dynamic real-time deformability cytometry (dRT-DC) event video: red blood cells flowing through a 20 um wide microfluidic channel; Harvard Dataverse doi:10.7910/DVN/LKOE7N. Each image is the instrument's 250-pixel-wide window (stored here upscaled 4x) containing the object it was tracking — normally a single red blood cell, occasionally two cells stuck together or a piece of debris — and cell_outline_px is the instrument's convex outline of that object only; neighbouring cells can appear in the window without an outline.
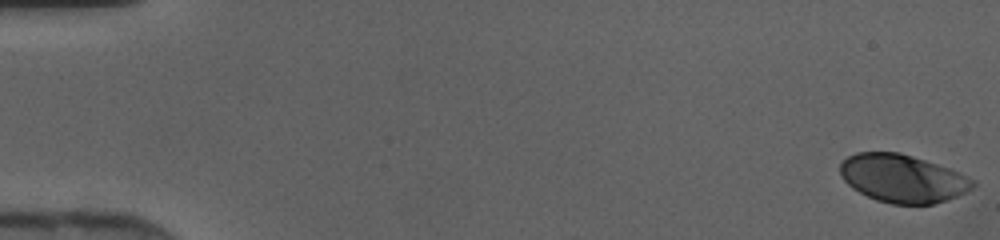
{"species": "human", "species_latin": "Homo sapiens", "temperature_condition": "cold", "stored_images_in_passage": 46, "camera_frame_rate_fps": 3000, "um_per_image_px": 0.085, "donor": {"sex": "female"}, "frame": {"image": 1, "passage_image": 1, "time_ms": 0.0, "image_size_px": [1000, 240], "cell_outline_px": [[976, 184], [972, 188], [956, 196], [932, 204], [892, 204], [876, 200], [852, 188], [844, 180], [840, 172], [840, 164], [848, 156], [856, 152], [900, 152], [948, 168], [968, 176], [976, 180]], "centroid_in_image_um": [76.71, 15.16], "position_along_channel_um": 8.3, "area_um2": 36.82}}
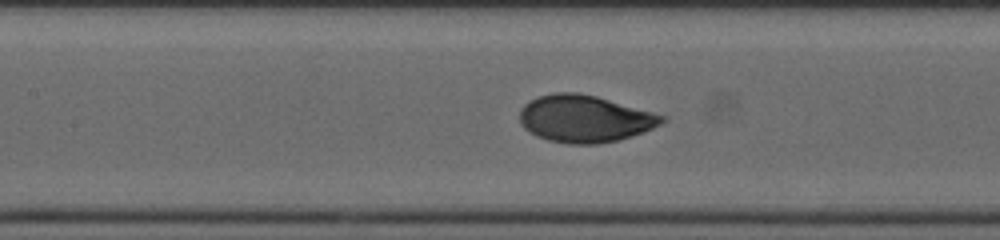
{"frame": {"image": 2, "passage_image": 22, "time_ms": 7.0, "image_size_px": [1000, 240], "cell_outline_px": [[668, 120], [644, 132], [620, 140], [596, 144], [568, 144], [548, 140], [536, 136], [528, 132], [520, 124], [520, 108], [524, 104], [536, 96], [552, 92], [576, 92], [596, 96], [668, 116]], "centroid_in_image_um": [49.69, 10.09], "position_along_channel_um": 157.7, "area_um2": 39.54}}
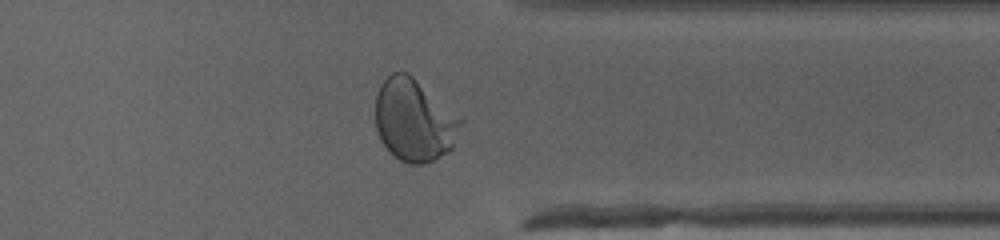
{"frame": {"image": 3, "passage_image": 37, "time_ms": 12.0, "image_size_px": [1000, 240], "cell_outline_px": [[464, 120], [452, 148], [448, 152], [424, 164], [408, 164], [400, 160], [380, 140], [376, 128], [376, 96], [380, 84], [392, 72], [408, 72], [464, 116]], "centroid_in_image_um": [35.26, 10.18], "position_along_channel_um": 376.1, "area_um2": 41.5}}